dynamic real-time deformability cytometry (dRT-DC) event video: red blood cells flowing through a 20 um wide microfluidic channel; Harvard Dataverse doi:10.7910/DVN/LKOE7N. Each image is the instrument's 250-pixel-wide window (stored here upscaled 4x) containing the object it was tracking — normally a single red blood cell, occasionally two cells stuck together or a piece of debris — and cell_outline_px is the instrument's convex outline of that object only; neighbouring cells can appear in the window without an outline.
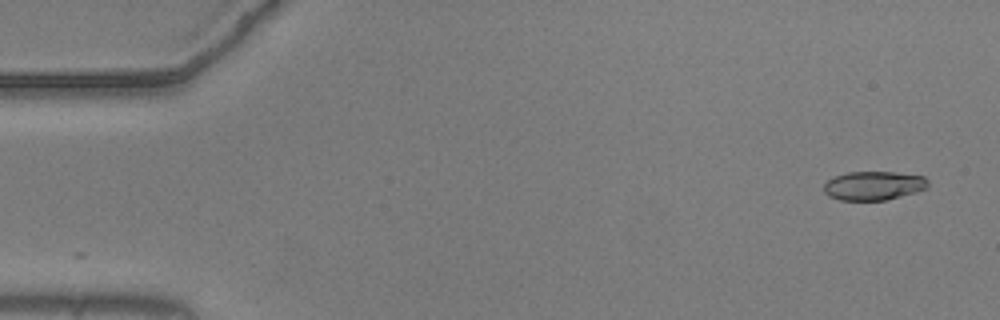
{"species": "common noctule bat (a hibernating species)", "species_latin": "Nyctalus noctula", "temperature_condition": "warm", "stored_images_in_passage": 54, "camera_frame_rate_fps": 3000, "um_per_image_px": 0.085, "animal": {"sex": "male", "body_mass_g": 20.5, "forearm_length_mm": 52.5}, "frame": {"image": 1, "passage_image": 1, "time_ms": 0.0, "image_size_px": [1000, 320], "cell_outline_px": [[928, 188], [916, 192], [884, 200], [840, 200], [828, 196], [824, 192], [824, 184], [832, 176], [848, 172], [896, 172], [924, 176], [928, 180]], "centroid_in_image_um": [74.25, 15.77], "position_along_channel_um": 10.8, "area_um2": 17.63}}
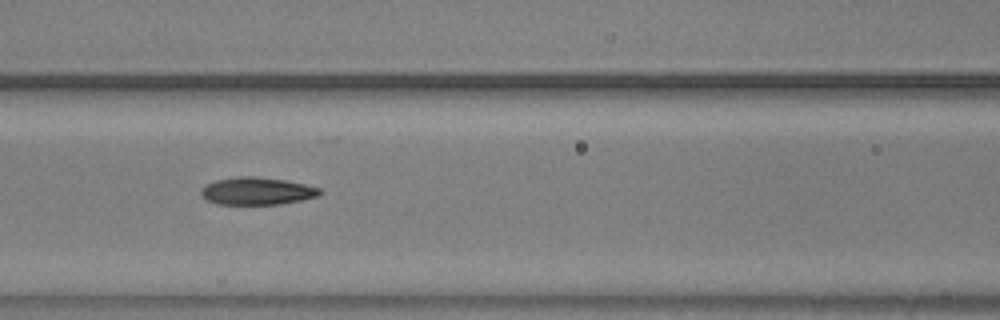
{"frame": {"image": 2, "passage_image": 22, "time_ms": 7.0, "image_size_px": [1000, 320], "cell_outline_px": [[324, 192], [316, 196], [300, 200], [280, 204], [216, 204], [200, 196], [200, 188], [216, 180], [236, 176], [256, 176], [284, 180], [304, 184], [320, 188]], "centroid_in_image_um": [21.81, 16.23], "position_along_channel_um": 144.8, "area_um2": 19.02}}
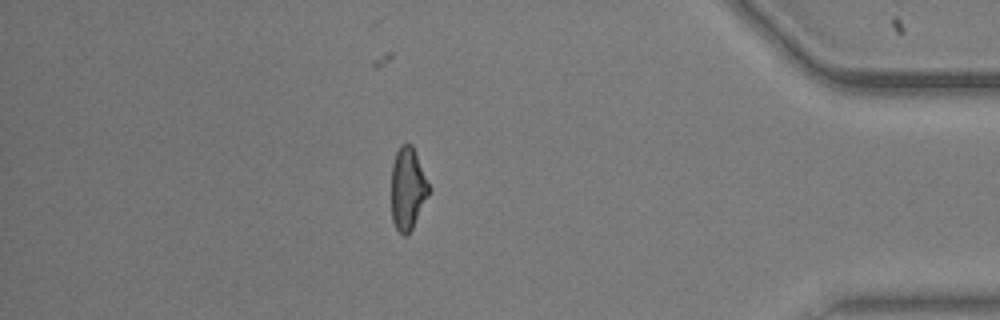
{"frame": {"image": 3, "passage_image": 46, "time_ms": 15.0, "image_size_px": [1000, 320], "cell_outline_px": [[432, 188], [412, 228], [404, 236], [396, 228], [392, 220], [392, 164], [396, 152], [400, 144], [412, 144]], "centroid_in_image_um": [34.67, 15.99], "position_along_channel_um": 400.5, "area_um2": 18.03}, "authors_computed_cell_mechanics": {"area_um2": 18.7272, "velocity_mm_per_s": 3.6881, "shape_relaxation_time_tau1_ms": 3.1889, "shape_relaxation_time_tau2_ms": 2.6551, "deformation_change_tau1": 0.1477, "deformation_change_tau2": 0.1133}}